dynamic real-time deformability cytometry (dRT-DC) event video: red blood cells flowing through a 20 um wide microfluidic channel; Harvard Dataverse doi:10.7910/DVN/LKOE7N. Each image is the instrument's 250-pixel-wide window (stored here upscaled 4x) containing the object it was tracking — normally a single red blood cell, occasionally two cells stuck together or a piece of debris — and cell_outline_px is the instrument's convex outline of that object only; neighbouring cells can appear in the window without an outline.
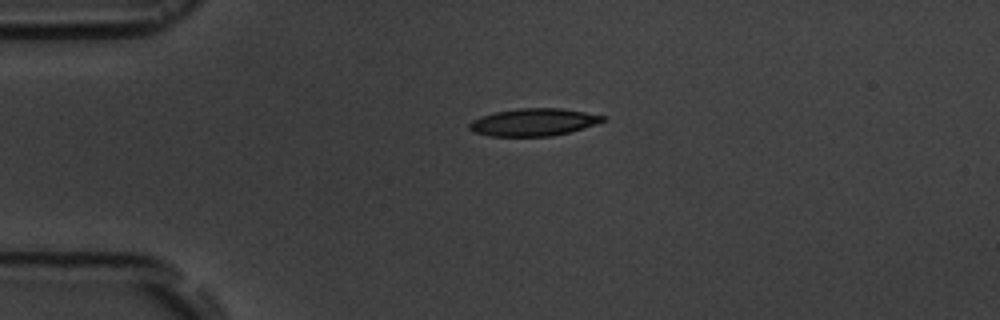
{"species": "common noctule bat (a hibernating species)", "species_latin": "Nyctalus noctula", "temperature_condition": "room temperature", "stored_images_in_passage": 3, "camera_frame_rate_fps": 3000, "um_per_image_px": 0.085, "animal": {"sex": "male", "body_mass_g": 19.5, "forearm_length_mm": 54.6}, "frame": {"image": 1, "passage_image": 1, "time_ms": 0.0, "image_size_px": [1000, 320], "cell_outline_px": [[608, 120], [584, 128], [552, 136], [488, 136], [472, 132], [468, 128], [468, 124], [472, 120], [480, 116], [496, 112], [520, 108], [560, 108], [608, 116]], "centroid_in_image_um": [45.36, 10.39], "position_along_channel_um": 39.6, "area_um2": 21.5}}